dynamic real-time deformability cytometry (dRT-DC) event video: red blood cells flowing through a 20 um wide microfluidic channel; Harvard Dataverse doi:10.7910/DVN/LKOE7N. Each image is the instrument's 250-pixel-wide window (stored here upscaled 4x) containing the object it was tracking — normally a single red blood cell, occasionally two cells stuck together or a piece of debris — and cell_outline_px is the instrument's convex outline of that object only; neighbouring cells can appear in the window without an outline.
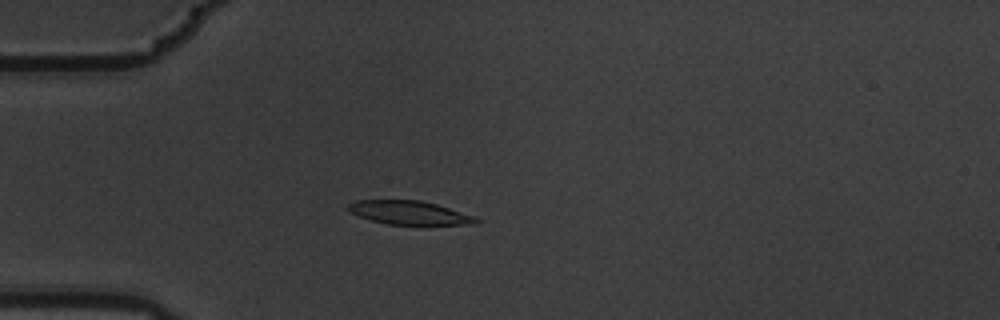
{"species": "common noctule bat (a hibernating species)", "species_latin": "Nyctalus noctula", "temperature_condition": "warm", "stored_images_in_passage": 7, "camera_frame_rate_fps": 3000, "um_per_image_px": 0.085, "animal": {"sex": "male", "body_mass_g": 19.5, "forearm_length_mm": 54.6}, "frame": {"image": 1, "passage_image": 4, "time_ms": 1.0, "image_size_px": [1000, 320], "cell_outline_px": [[480, 220], [476, 224], [424, 228], [388, 224], [372, 220], [348, 212], [348, 204], [356, 200], [420, 200], [436, 204], [472, 216]], "centroid_in_image_um": [34.86, 18.14], "position_along_channel_um": 50.1, "area_um2": 18.5}}
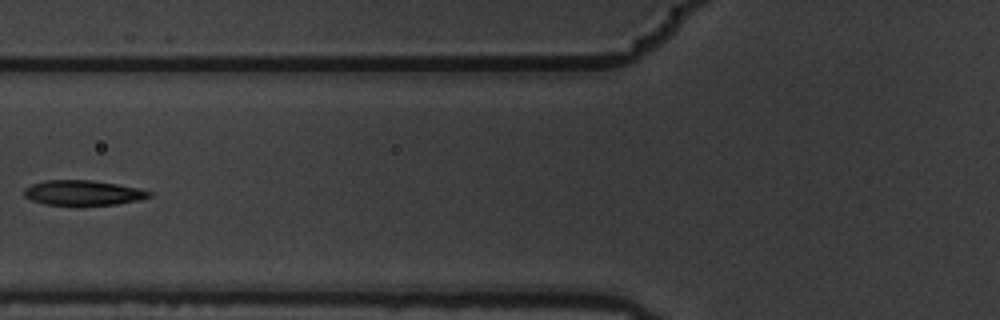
{"frame": {"image": 2, "passage_image": 6, "time_ms": 1.667, "image_size_px": [1000, 320], "cell_outline_px": [[152, 196], [140, 200], [116, 204], [44, 204], [32, 200], [24, 196], [24, 188], [32, 184], [44, 180], [92, 180], [116, 184], [136, 188], [152, 192]], "centroid_in_image_um": [7.04, 16.37], "position_along_channel_um": 118.8, "area_um2": 17.92}}
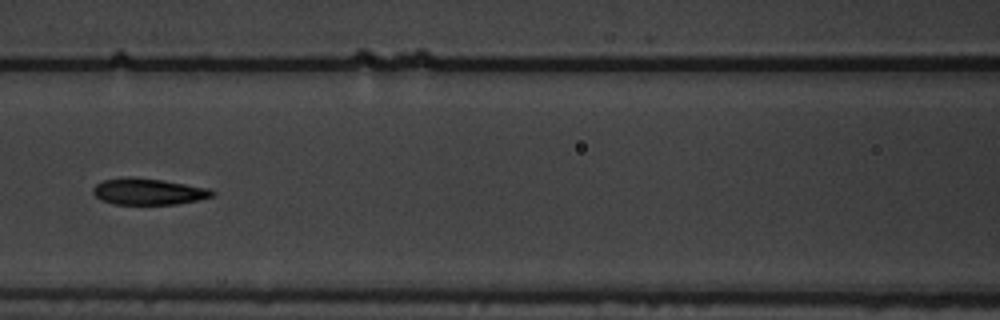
{"frame": {"image": 3, "passage_image": 7, "time_ms": 2.0, "image_size_px": [1000, 320], "cell_outline_px": [[216, 196], [176, 204], [112, 204], [100, 200], [92, 192], [92, 188], [96, 184], [104, 180], [128, 176], [164, 180], [208, 188], [216, 192]], "centroid_in_image_um": [12.6, 16.28], "position_along_channel_um": 154.0, "area_um2": 18.44}}